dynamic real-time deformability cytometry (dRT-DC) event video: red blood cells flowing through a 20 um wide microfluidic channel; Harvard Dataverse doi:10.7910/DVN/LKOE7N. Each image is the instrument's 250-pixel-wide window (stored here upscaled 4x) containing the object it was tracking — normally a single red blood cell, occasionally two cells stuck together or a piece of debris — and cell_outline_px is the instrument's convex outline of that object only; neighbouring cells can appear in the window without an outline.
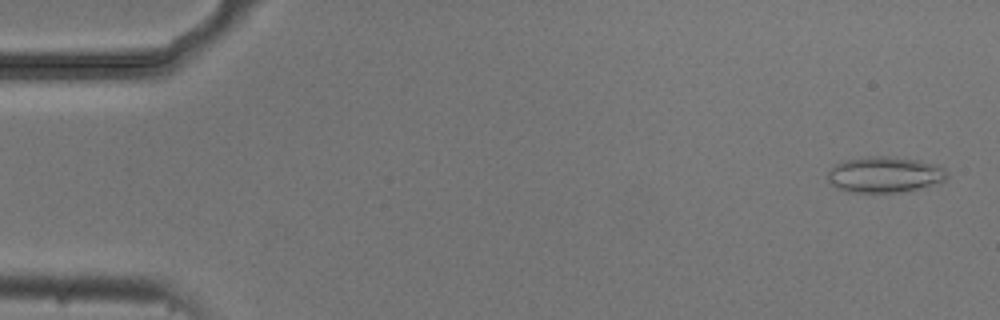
{"species": "common noctule bat (a hibernating species)", "species_latin": "Nyctalus noctula", "temperature_condition": "cold", "stored_images_in_passage": 4, "camera_frame_rate_fps": 3000, "um_per_image_px": 0.085, "animal": {"sex": "male", "body_mass_g": 20.5, "forearm_length_mm": 52.5}, "frame": {"image": 1, "passage_image": 1, "time_ms": 0.0, "image_size_px": [1000, 320], "cell_outline_px": [[948, 176], [944, 180], [916, 188], [900, 192], [848, 192], [836, 188], [828, 180], [828, 172], [836, 164], [844, 160], [868, 156], [884, 156], [920, 160], [936, 164], [944, 168], [948, 172]], "centroid_in_image_um": [75.17, 14.83], "position_along_channel_um": 9.8, "area_um2": 24.74}}